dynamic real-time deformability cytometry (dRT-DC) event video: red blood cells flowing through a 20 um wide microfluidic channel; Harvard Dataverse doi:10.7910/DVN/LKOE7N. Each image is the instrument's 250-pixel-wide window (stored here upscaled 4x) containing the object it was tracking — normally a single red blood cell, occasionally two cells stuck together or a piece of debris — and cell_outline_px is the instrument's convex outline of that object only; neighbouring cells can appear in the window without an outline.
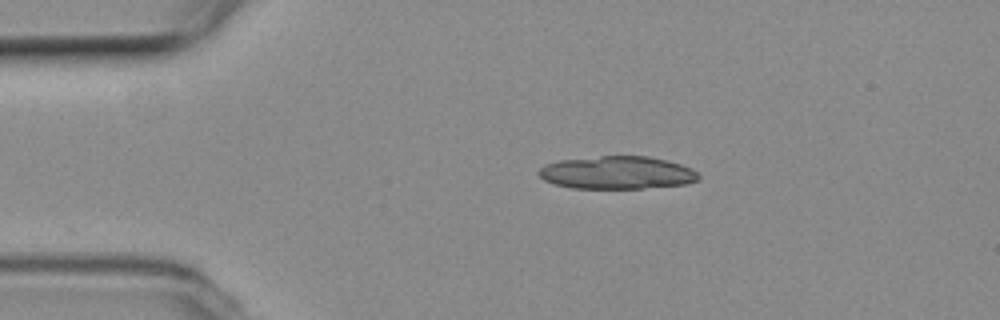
{"species": "common noctule bat (a hibernating species)", "species_latin": "Nyctalus noctula", "temperature_condition": "room temperature", "stored_images_in_passage": 10, "camera_frame_rate_fps": 3000, "um_per_image_px": 0.085, "animal": {"sex": "female", "body_mass_g": 19.3, "forearm_length_mm": 54.1}, "frame": {"image": 1, "passage_image": 1, "time_ms": 0.0, "image_size_px": [1000, 320], "cell_outline_px": [[700, 176], [696, 180], [684, 184], [644, 188], [572, 188], [556, 184], [544, 180], [536, 172], [544, 164], [560, 160], [600, 156], [648, 156], [668, 160], [692, 168]], "centroid_in_image_um": [52.43, 14.67], "position_along_channel_um": 32.6, "area_um2": 30.52}}